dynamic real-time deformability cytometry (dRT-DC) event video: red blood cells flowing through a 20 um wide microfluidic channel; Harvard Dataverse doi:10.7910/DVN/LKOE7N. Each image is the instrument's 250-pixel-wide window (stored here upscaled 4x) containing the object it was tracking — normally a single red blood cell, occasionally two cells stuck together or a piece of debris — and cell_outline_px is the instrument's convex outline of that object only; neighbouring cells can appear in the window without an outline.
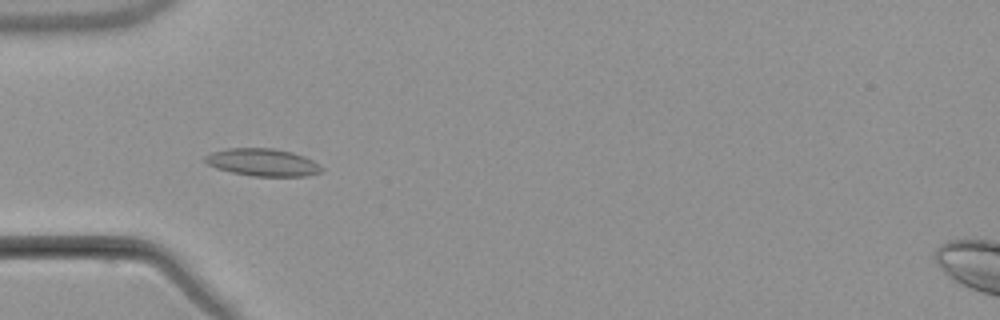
{"species": "common noctule bat (a hibernating species)", "species_latin": "Nyctalus noctula", "temperature_condition": "warm", "stored_images_in_passage": 7, "camera_frame_rate_fps": 3000, "um_per_image_px": 0.085, "animal": {"sex": "male", "body_mass_g": 21.5, "forearm_length_mm": 52.0}, "frame": {"image": 1, "passage_image": 5, "time_ms": 4.667, "image_size_px": [1000, 320], "cell_outline_px": [[324, 168], [320, 172], [304, 176], [252, 176], [232, 172], [216, 168], [208, 164], [204, 160], [204, 156], [212, 152], [228, 148], [272, 148], [292, 152], [304, 156], [312, 160]], "centroid_in_image_um": [22.31, 13.79], "position_along_channel_um": 62.7, "area_um2": 18.55}}
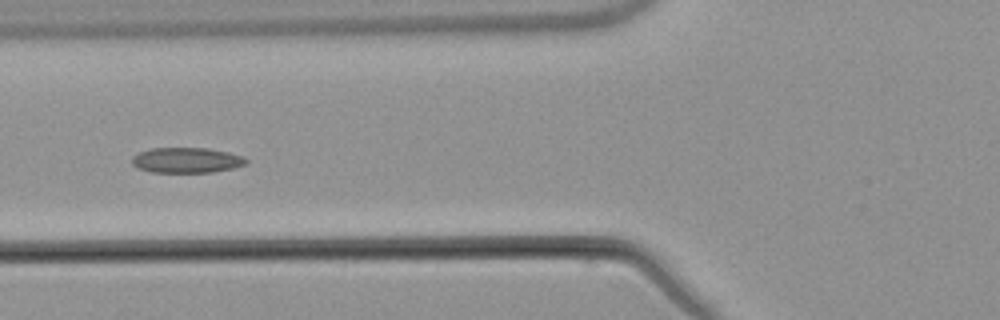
{"frame": {"image": 2, "passage_image": 6, "time_ms": 6.0, "image_size_px": [1000, 320], "cell_outline_px": [[248, 160], [244, 164], [232, 168], [212, 172], [152, 172], [136, 168], [132, 164], [132, 156], [140, 152], [152, 148], [208, 148], [228, 152], [244, 156]], "centroid_in_image_um": [15.84, 13.61], "position_along_channel_um": 110.0, "area_um2": 16.82}}
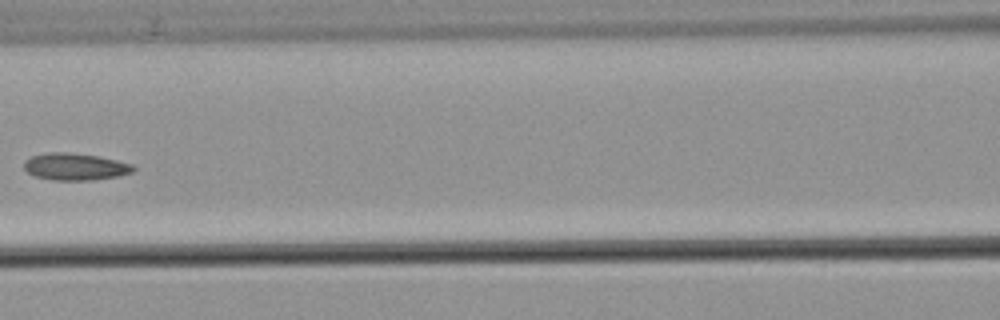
{"frame": {"image": 3, "passage_image": 7, "time_ms": 7.333, "image_size_px": [1000, 320], "cell_outline_px": [[136, 168], [132, 172], [120, 176], [92, 180], [52, 180], [36, 176], [28, 172], [24, 168], [24, 160], [32, 156], [52, 152], [68, 152], [96, 156], [116, 160], [132, 164]], "centroid_in_image_um": [6.4, 14.17], "position_along_channel_um": 160.2, "area_um2": 17.11}}